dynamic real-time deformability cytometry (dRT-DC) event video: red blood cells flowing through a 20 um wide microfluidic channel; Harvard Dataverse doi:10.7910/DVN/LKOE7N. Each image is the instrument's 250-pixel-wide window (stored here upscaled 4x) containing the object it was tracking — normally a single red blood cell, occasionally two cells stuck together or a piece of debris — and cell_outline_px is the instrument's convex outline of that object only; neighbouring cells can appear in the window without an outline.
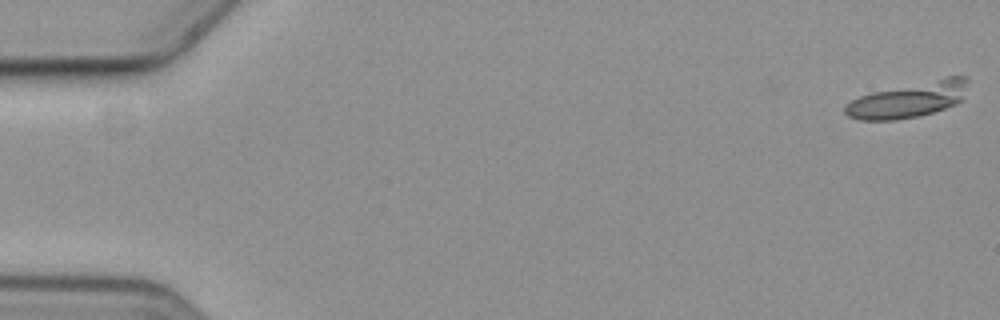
{"species": "common noctule bat (a hibernating species)", "species_latin": "Nyctalus noctula", "temperature_condition": "cold", "stored_images_in_passage": 21, "camera_frame_rate_fps": 3000, "um_per_image_px": 0.085, "animal": {"sex": "female", "body_mass_g": 19.3, "forearm_length_mm": 54.1}, "frame": {"image": 1, "passage_image": 1, "time_ms": 0.0, "image_size_px": [1000, 320], "cell_outline_px": [[968, 80], [964, 100], [956, 104], [920, 116], [896, 120], [860, 120], [848, 116], [844, 112], [844, 104], [860, 96], [872, 92], [948, 76], [968, 76]], "centroid_in_image_um": [77.24, 8.48], "position_along_channel_um": 7.8, "area_um2": 25.49}}
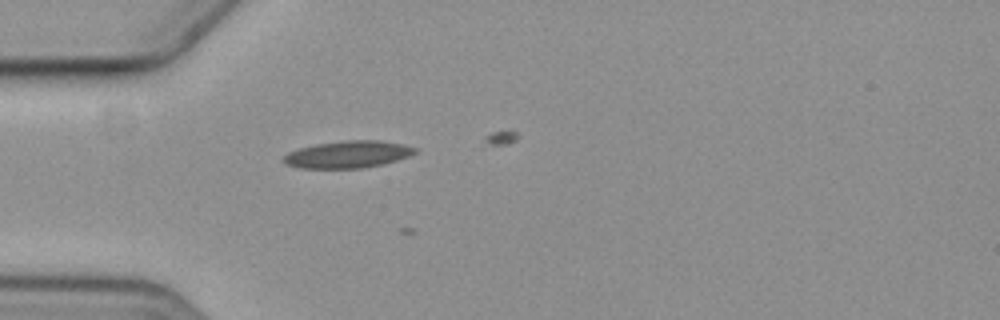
{"frame": {"image": 2, "passage_image": 17, "time_ms": 5.333, "image_size_px": [1000, 320], "cell_outline_px": [[420, 148], [416, 152], [408, 156], [384, 164], [364, 168], [300, 168], [284, 164], [280, 160], [288, 152], [300, 148], [316, 144], [344, 140], [380, 140]], "centroid_in_image_um": [29.55, 13.13], "position_along_channel_um": 55.5, "area_um2": 20.87}}